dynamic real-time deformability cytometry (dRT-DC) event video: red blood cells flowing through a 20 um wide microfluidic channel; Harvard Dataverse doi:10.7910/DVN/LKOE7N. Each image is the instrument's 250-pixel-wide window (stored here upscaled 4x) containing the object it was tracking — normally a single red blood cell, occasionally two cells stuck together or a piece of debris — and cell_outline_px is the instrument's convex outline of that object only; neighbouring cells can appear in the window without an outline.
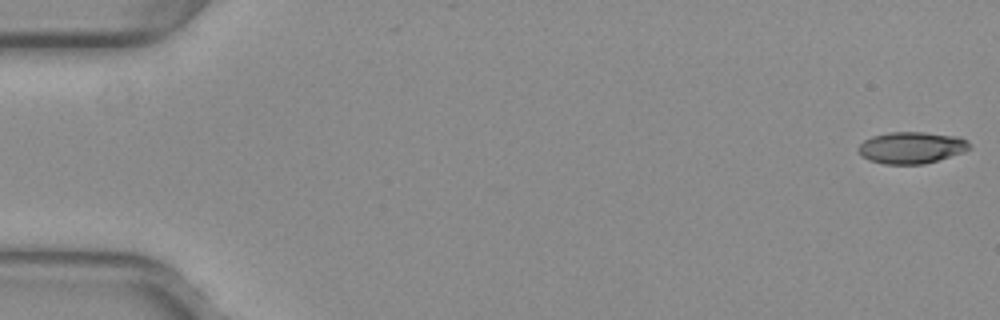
{"species": "common noctule bat (a hibernating species)", "species_latin": "Nyctalus noctula", "temperature_condition": "warm", "stored_images_in_passage": 11, "camera_frame_rate_fps": 3000, "um_per_image_px": 0.085, "animal": {"sex": "female", "body_mass_g": 29.2, "forearm_length_mm": 56.3}, "frame": {"image": 1, "passage_image": 1, "time_ms": 0.0, "image_size_px": [1000, 320], "cell_outline_px": [[972, 148], [964, 152], [924, 164], [884, 164], [868, 160], [856, 148], [864, 140], [872, 136], [892, 132], [924, 132], [960, 136], [968, 140], [972, 144]], "centroid_in_image_um": [77.53, 12.54], "position_along_channel_um": 7.5, "area_um2": 20.69}}